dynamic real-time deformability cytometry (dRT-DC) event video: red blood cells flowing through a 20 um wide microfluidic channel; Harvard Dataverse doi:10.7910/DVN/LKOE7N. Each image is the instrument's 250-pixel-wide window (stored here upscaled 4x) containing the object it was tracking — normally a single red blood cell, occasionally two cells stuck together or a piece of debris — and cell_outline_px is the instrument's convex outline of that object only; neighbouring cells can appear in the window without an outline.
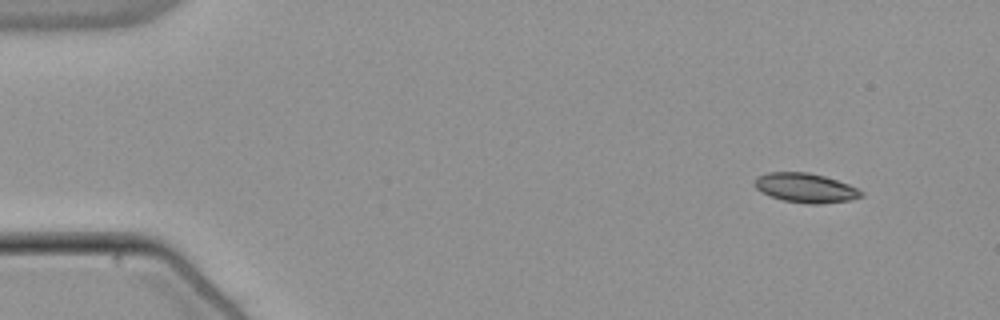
{"species": "common noctule bat (a hibernating species)", "species_latin": "Nyctalus noctula", "temperature_condition": "warm", "stored_images_in_passage": 50, "camera_frame_rate_fps": 3000, "um_per_image_px": 0.085, "animal": {"sex": "male", "body_mass_g": 21.5, "forearm_length_mm": 52.0}, "frame": {"image": 1, "passage_image": 1, "time_ms": 0.0, "image_size_px": [1000, 320], "cell_outline_px": [[864, 196], [848, 200], [820, 204], [808, 204], [784, 200], [760, 192], [756, 188], [756, 176], [768, 172], [808, 172], [824, 176], [848, 184], [864, 192]], "centroid_in_image_um": [68.48, 15.97], "position_along_channel_um": 16.5, "area_um2": 18.09}}
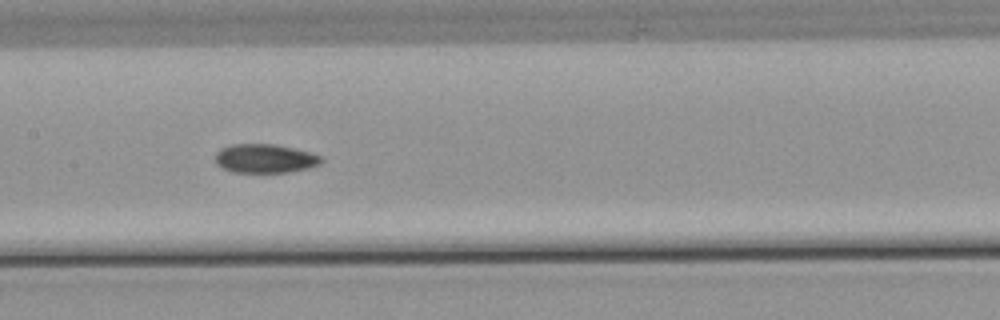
{"frame": {"image": 2, "passage_image": 23, "time_ms": 7.333, "image_size_px": [1000, 320], "cell_outline_px": [[324, 160], [320, 164], [308, 168], [288, 172], [232, 172], [216, 164], [216, 152], [220, 148], [232, 144], [272, 144], [312, 152], [320, 156]], "centroid_in_image_um": [22.53, 13.47], "position_along_channel_um": 184.9, "area_um2": 17.8}}
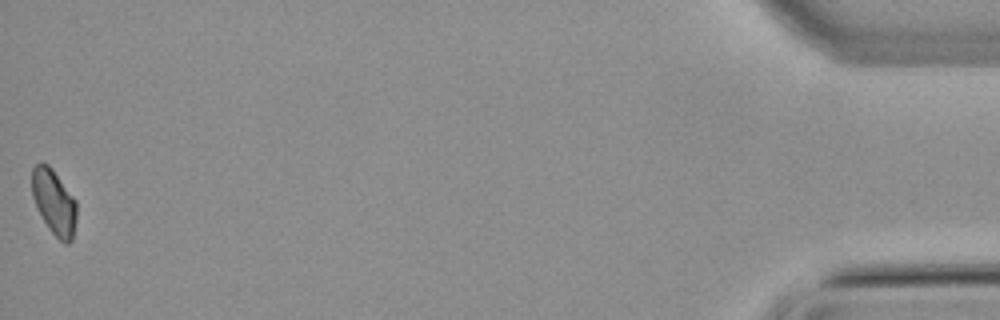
{"frame": {"image": 3, "passage_image": 50, "time_ms": 16.333, "image_size_px": [1000, 320], "cell_outline_px": [[76, 220], [72, 240], [68, 244], [64, 244], [52, 232], [36, 208], [32, 196], [32, 168], [40, 160], [48, 164], [52, 168], [76, 200]], "centroid_in_image_um": [4.58, 17.15], "position_along_channel_um": 430.6, "area_um2": 17.05}}